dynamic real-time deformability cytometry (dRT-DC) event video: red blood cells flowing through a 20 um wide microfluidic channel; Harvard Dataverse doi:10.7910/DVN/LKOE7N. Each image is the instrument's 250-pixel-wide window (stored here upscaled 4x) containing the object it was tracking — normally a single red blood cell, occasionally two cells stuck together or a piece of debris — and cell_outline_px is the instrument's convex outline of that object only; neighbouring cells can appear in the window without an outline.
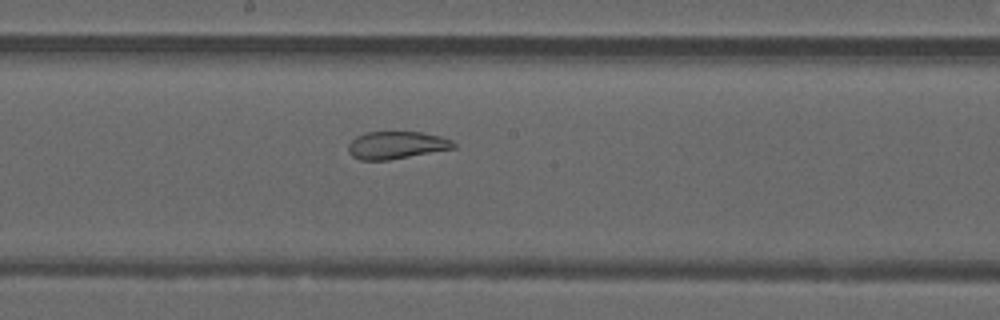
{"species": "common noctule bat (a hibernating species)", "species_latin": "Nyctalus noctula", "temperature_condition": "warm", "stored_images_in_passage": 49, "segment_of_instrument_passage": [2, 2], "camera_frame_rate_fps": 3000, "um_per_image_px": 0.085, "animal": {"sex": "male", "forearm_length_mm": 52.5}, "frame": {"image": 1, "passage_image": 27, "time_ms": 8.667, "image_size_px": [1000, 320], "cell_outline_px": [[456, 148], [388, 160], [360, 160], [352, 156], [348, 152], [348, 144], [356, 136], [368, 132], [420, 132], [440, 136], [452, 140], [456, 144]], "centroid_in_image_um": [33.69, 12.34], "position_along_channel_um": 214.5, "area_um2": 16.88}}
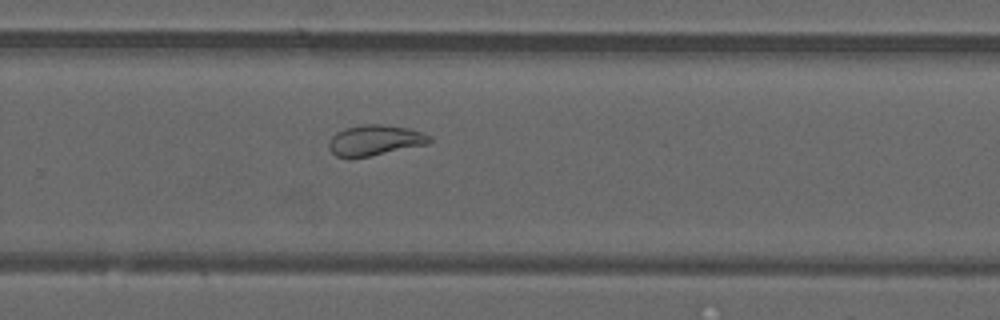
{"frame": {"image": 2, "passage_image": 33, "time_ms": 10.667, "image_size_px": [1000, 320], "cell_outline_px": [[432, 140], [428, 144], [348, 160], [336, 156], [328, 148], [328, 144], [332, 136], [336, 132], [344, 128], [364, 124], [380, 124], [408, 128], [424, 132], [432, 136]], "centroid_in_image_um": [31.85, 11.93], "position_along_channel_um": 298.0, "area_um2": 18.21}}
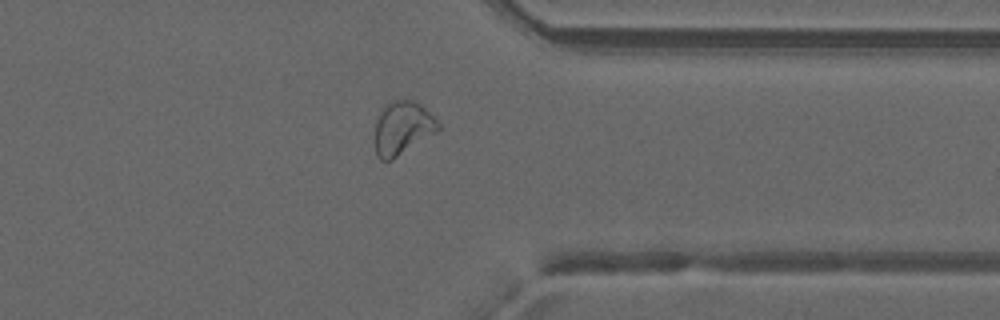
{"frame": {"image": 3, "passage_image": 39, "time_ms": 12.667, "image_size_px": [1000, 320], "cell_outline_px": [[440, 128], [436, 132], [392, 160], [380, 160], [376, 156], [376, 120], [380, 112], [392, 100], [412, 100], [420, 104], [440, 124]], "centroid_in_image_um": [34.2, 10.89], "position_along_channel_um": 377.2, "area_um2": 19.25}}